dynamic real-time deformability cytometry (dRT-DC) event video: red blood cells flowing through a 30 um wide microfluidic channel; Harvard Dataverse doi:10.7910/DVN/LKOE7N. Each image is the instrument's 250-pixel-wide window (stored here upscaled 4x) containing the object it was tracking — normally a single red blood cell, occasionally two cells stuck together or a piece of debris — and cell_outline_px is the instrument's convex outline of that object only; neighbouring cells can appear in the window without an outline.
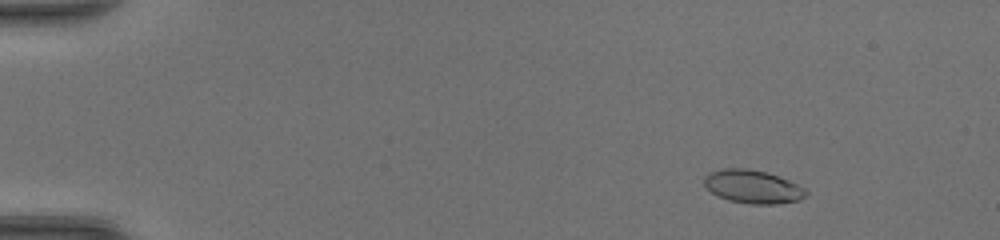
{"species": "common noctule bat (a hibernating species)", "species_latin": "Nyctalus noctula", "temperature_condition": "room temperature", "stored_images_in_passage": 49, "camera_frame_rate_fps": 3000, "um_per_image_px": 0.085, "animal": {"sex": "female", "body_mass_g": 20.0, "forearm_length_mm": 54.0}, "frame": {"image": 1, "passage_image": 7, "time_ms": 2.0, "image_size_px": [1000, 240], "cell_outline_px": [[808, 196], [800, 200], [776, 204], [752, 204], [728, 200], [712, 192], [704, 184], [704, 176], [708, 172], [724, 168], [744, 168], [768, 172], [788, 180], [804, 188], [808, 192]], "centroid_in_image_um": [64.0, 15.86], "position_along_channel_um": 21.0, "area_um2": 19.77}}
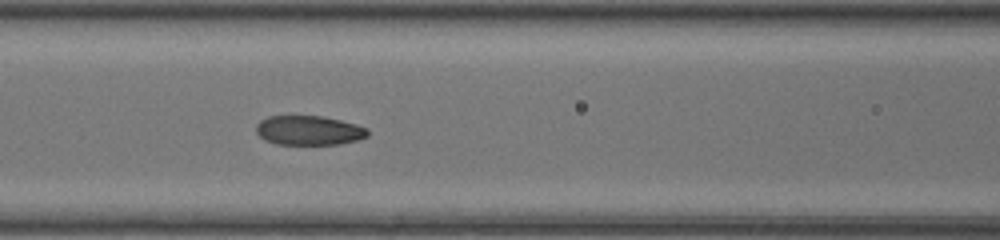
{"frame": {"image": 2, "passage_image": 23, "time_ms": 7.333, "image_size_px": [1000, 240], "cell_outline_px": [[368, 136], [360, 140], [340, 144], [276, 144], [264, 140], [256, 132], [256, 124], [260, 120], [268, 116], [324, 116], [356, 124], [368, 128]], "centroid_in_image_um": [26.27, 11.08], "position_along_channel_um": 140.3, "area_um2": 19.31}}
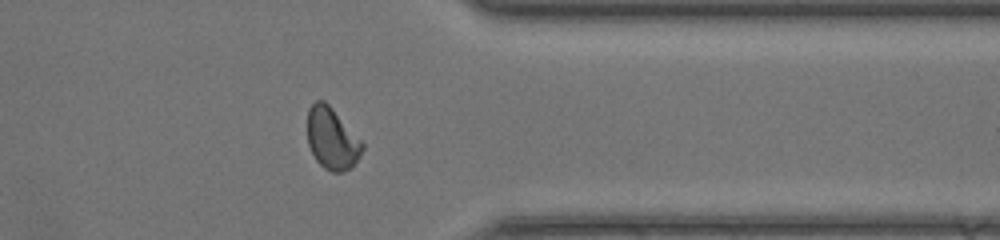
{"frame": {"image": 3, "passage_image": 40, "time_ms": 13.0, "image_size_px": [1000, 240], "cell_outline_px": [[364, 148], [360, 156], [344, 172], [332, 172], [324, 168], [316, 160], [308, 144], [308, 108], [316, 100], [324, 100], [332, 108], [364, 144]], "centroid_in_image_um": [28.2, 11.78], "position_along_channel_um": 383.2, "area_um2": 19.42}, "authors_computed_cell_mechanics": {"area_um2": 19.5942, "velocity_mm_per_s": 4.3924, "shape_relaxation_time_tau1_ms": 5.8188, "shape_relaxation_time_tau2_ms": 1.0987, "deformation_change_tau1": 0.1971, "deformation_change_tau2": 0.0448}}